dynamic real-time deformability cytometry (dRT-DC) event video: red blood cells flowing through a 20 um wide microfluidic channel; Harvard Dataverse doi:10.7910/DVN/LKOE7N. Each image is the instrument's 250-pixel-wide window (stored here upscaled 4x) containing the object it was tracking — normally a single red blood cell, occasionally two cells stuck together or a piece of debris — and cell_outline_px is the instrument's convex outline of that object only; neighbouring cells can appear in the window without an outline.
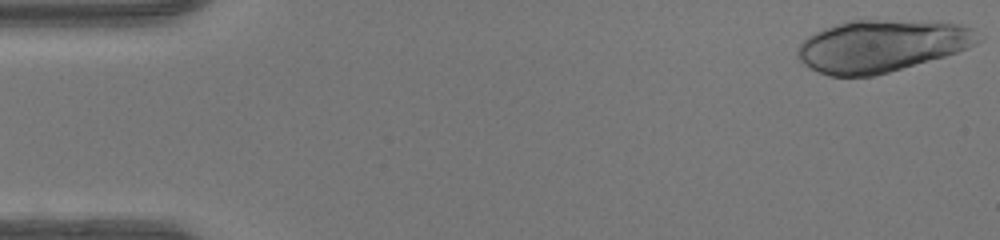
{"species": "human", "species_latin": "Homo sapiens", "temperature_condition": "warm", "stored_images_in_passage": 13, "camera_frame_rate_fps": 3000, "um_per_image_px": 0.085, "donor": {"sex": "female"}, "frame": {"image": 1, "passage_image": 1, "time_ms": 0.0, "image_size_px": [1000, 240], "cell_outline_px": [[984, 40], [968, 48], [944, 56], [888, 72], [872, 76], [828, 76], [808, 68], [796, 56], [796, 52], [800, 44], [808, 36], [824, 28], [848, 20], [876, 20], [960, 24], [972, 28], [984, 36]], "centroid_in_image_um": [74.92, 3.91], "position_along_channel_um": 10.1, "area_um2": 54.51}}
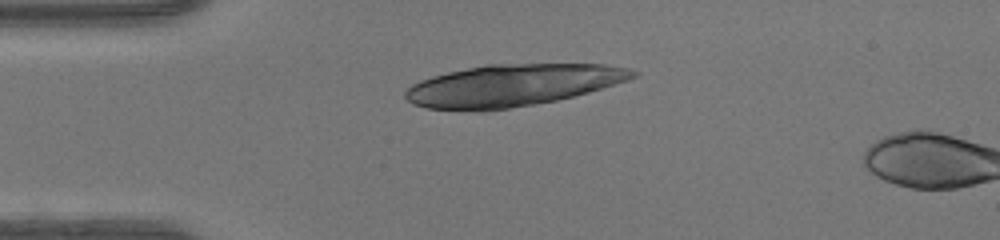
{"frame": {"image": 2, "passage_image": 11, "time_ms": 3.333, "image_size_px": [1000, 240], "cell_outline_px": [[640, 72], [636, 76], [628, 80], [588, 92], [556, 100], [536, 104], [480, 112], [476, 112], [428, 108], [412, 104], [404, 96], [404, 92], [412, 84], [420, 80], [432, 76], [448, 72], [488, 64], [604, 64], [628, 68]], "centroid_in_image_um": [43.52, 7.26], "position_along_channel_um": 41.5, "area_um2": 55.6}}